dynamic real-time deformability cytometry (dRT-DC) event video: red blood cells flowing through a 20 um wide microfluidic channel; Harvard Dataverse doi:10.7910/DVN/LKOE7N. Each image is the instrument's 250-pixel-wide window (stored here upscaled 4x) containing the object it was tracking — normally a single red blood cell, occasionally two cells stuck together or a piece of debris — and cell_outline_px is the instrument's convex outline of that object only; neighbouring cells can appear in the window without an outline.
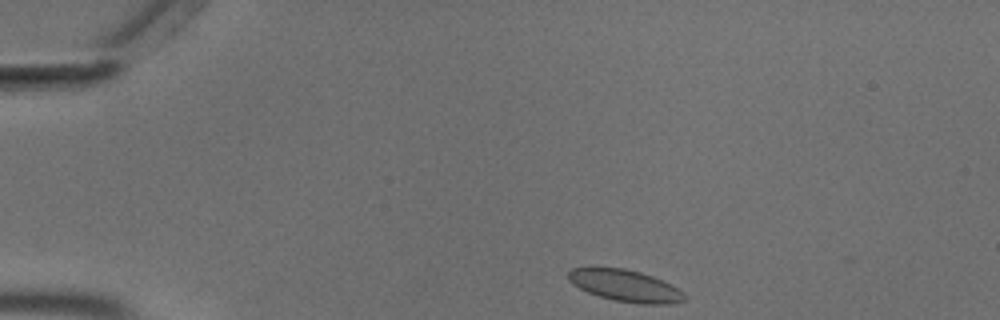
{"species": "common noctule bat (a hibernating species)", "species_latin": "Nyctalus noctula", "temperature_condition": "cold", "stored_images_in_passage": 47, "camera_frame_rate_fps": 3000, "um_per_image_px": 0.085, "animal": {"sex": "male", "body_mass_g": 18.8}, "frame": {"image": 1, "passage_image": 1, "time_ms": 0.0, "image_size_px": [1000, 320], "cell_outline_px": [[684, 300], [668, 304], [636, 304], [616, 300], [600, 296], [588, 292], [572, 284], [568, 280], [568, 272], [572, 268], [624, 268], [640, 272], [652, 276], [672, 284], [684, 292]], "centroid_in_image_um": [53.16, 24.29], "position_along_channel_um": 31.8, "area_um2": 21.33}}
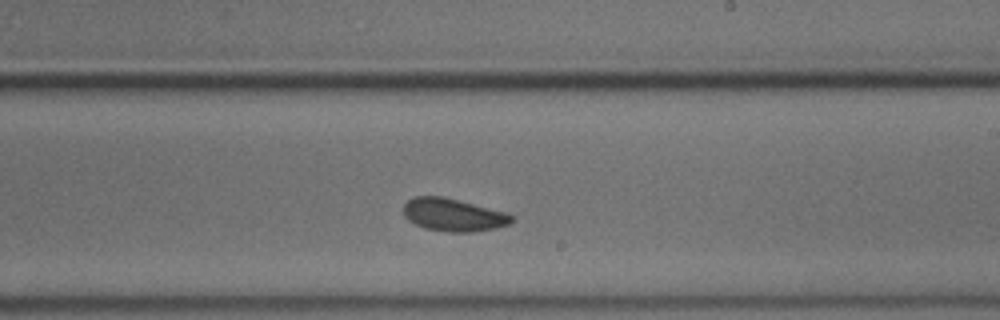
{"frame": {"image": 2, "passage_image": 24, "time_ms": 7.667, "image_size_px": [1000, 320], "cell_outline_px": [[516, 220], [508, 224], [496, 228], [468, 232], [448, 232], [424, 228], [408, 220], [404, 216], [404, 204], [408, 200], [416, 196], [444, 196], [508, 212], [516, 216]], "centroid_in_image_um": [38.58, 18.25], "position_along_channel_um": 250.4, "area_um2": 20.92}}
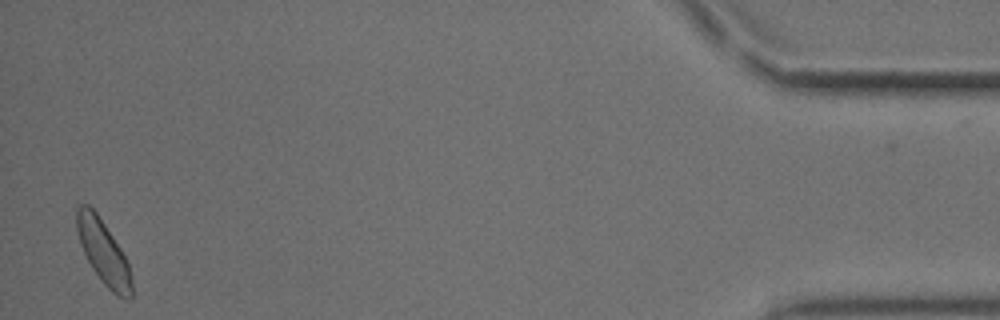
{"frame": {"image": 3, "passage_image": 45, "time_ms": 14.667, "image_size_px": [1000, 320], "cell_outline_px": [[132, 296], [128, 300], [116, 296], [100, 280], [92, 268], [80, 244], [76, 228], [76, 208], [80, 204], [88, 204], [96, 212], [120, 248], [128, 264], [132, 280]], "centroid_in_image_um": [8.78, 21.45], "position_along_channel_um": 426.4, "area_um2": 20.29}, "authors_computed_cell_mechanics": {"area_um2": 20.4612, "velocity_mm_per_s": 3.6356, "shape_relaxation_time_tau1_ms": 10.6321, "shape_relaxation_time_tau2_ms": 1.3582, "deformation_change_tau1": 0.0776, "deformation_change_tau2": 0.0565}}